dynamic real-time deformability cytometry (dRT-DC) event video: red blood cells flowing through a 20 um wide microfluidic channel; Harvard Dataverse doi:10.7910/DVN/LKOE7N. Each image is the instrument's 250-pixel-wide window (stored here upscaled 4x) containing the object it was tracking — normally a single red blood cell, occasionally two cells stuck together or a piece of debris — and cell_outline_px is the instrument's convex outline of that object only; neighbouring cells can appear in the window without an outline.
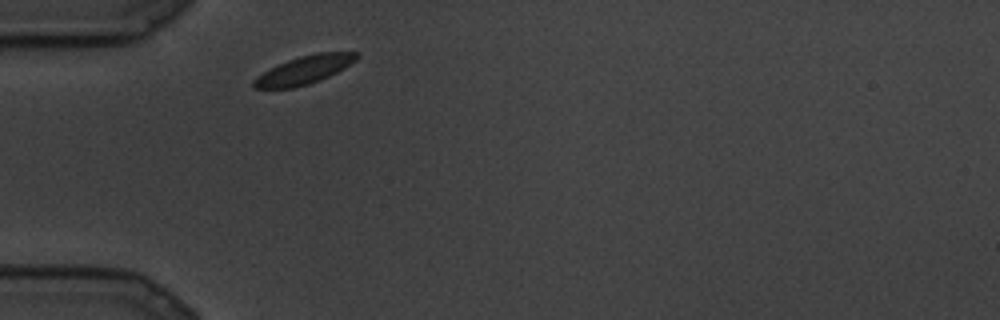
{"species": "common noctule bat (a hibernating species)", "species_latin": "Nyctalus noctula", "temperature_condition": "cold", "stored_images_in_passage": 1, "camera_frame_rate_fps": 3000, "um_per_image_px": 0.085, "animal": {"sex": "male", "body_mass_g": 19.5, "forearm_length_mm": 54.6}, "frame": {"image": 1, "passage_image": 1, "time_ms": 0.0, "image_size_px": [1000, 320], "cell_outline_px": [[360, 56], [356, 60], [344, 68], [320, 80], [308, 84], [292, 88], [252, 88], [252, 80], [256, 76], [288, 60], [300, 56], [320, 52], [360, 52]], "centroid_in_image_um": [25.87, 5.94], "position_along_channel_um": 59.1, "area_um2": 16.7}}